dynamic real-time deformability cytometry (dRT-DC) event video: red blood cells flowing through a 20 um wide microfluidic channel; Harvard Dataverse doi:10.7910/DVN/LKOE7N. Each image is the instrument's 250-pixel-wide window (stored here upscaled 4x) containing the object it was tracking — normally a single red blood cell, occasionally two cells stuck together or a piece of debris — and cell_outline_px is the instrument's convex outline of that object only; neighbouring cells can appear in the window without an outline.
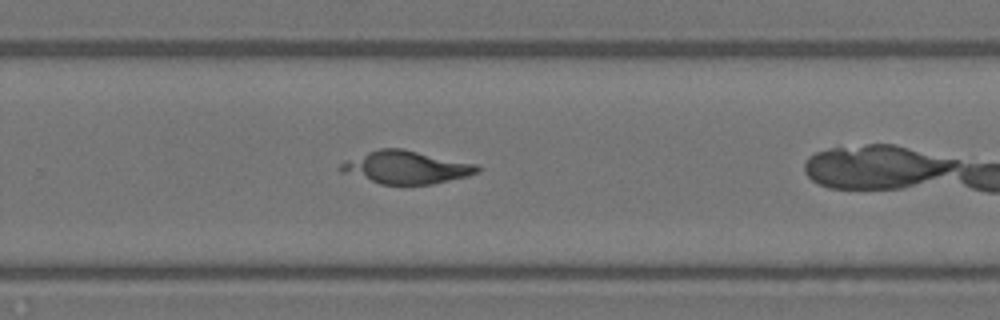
{"species": "Egyptian fruit bat (a non-hibernating species)", "species_latin": "Rousettus aegyptiacus", "temperature_condition": "warm", "stored_images_in_passage": 24, "camera_frame_rate_fps": 3000, "um_per_image_px": 0.085, "animal": {"sex": "female"}, "frame": {"image": 1, "passage_image": 17, "time_ms": 5.333, "image_size_px": [1000, 320], "cell_outline_px": [[480, 172], [468, 176], [432, 184], [380, 184], [340, 172], [340, 164], [344, 160], [380, 148], [400, 148], [476, 164], [480, 168]], "centroid_in_image_um": [34.5, 14.23], "position_along_channel_um": 295.3, "area_um2": 25.89}}